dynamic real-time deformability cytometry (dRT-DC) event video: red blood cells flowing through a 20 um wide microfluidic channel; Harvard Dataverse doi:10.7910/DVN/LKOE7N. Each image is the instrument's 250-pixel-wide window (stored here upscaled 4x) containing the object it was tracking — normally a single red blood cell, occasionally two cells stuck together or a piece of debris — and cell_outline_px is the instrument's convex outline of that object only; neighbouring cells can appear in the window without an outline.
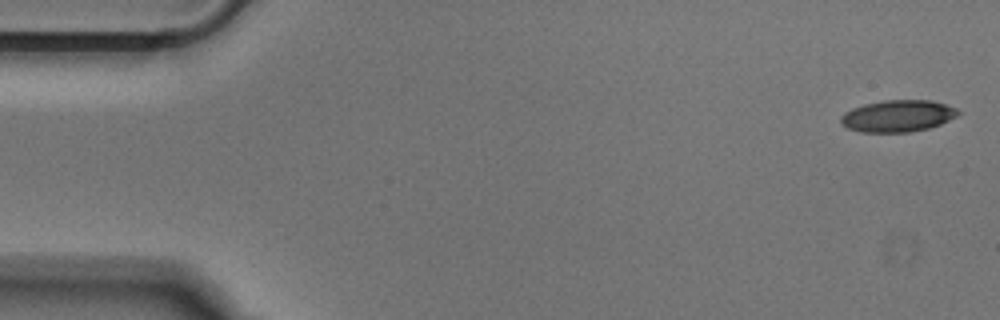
{"species": "Egyptian fruit bat (a non-hibernating species)", "species_latin": "Rousettus aegyptiacus", "temperature_condition": "cold", "stored_images_in_passage": 47, "camera_frame_rate_fps": 3000, "um_per_image_px": 0.085, "animal": {"sex": "male"}, "frame": {"image": 1, "passage_image": 1, "time_ms": 0.0, "image_size_px": [1000, 320], "cell_outline_px": [[960, 112], [956, 116], [940, 124], [928, 128], [908, 132], [860, 132], [848, 128], [840, 124], [840, 116], [844, 112], [852, 108], [864, 104], [884, 100], [932, 100], [956, 108]], "centroid_in_image_um": [76.27, 9.85], "position_along_channel_um": 8.7, "area_um2": 21.73}}
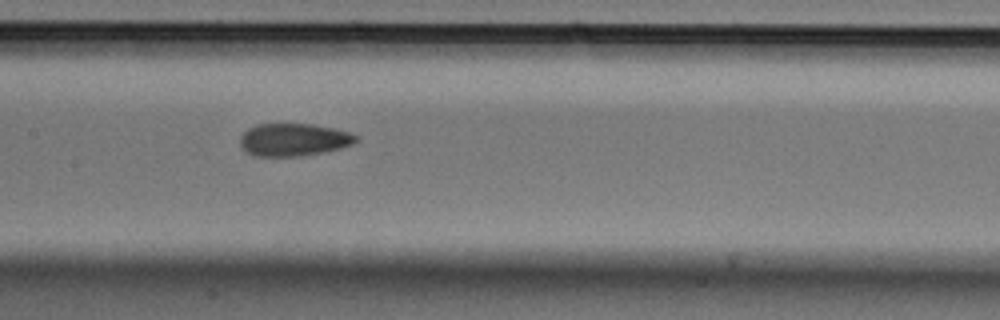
{"frame": {"image": 2, "passage_image": 24, "time_ms": 7.667, "image_size_px": [1000, 320], "cell_outline_px": [[360, 140], [352, 144], [340, 148], [324, 152], [300, 156], [252, 156], [240, 144], [240, 136], [248, 128], [256, 124], [312, 124], [352, 132]], "centroid_in_image_um": [24.97, 11.87], "position_along_channel_um": 182.4, "area_um2": 22.08}}
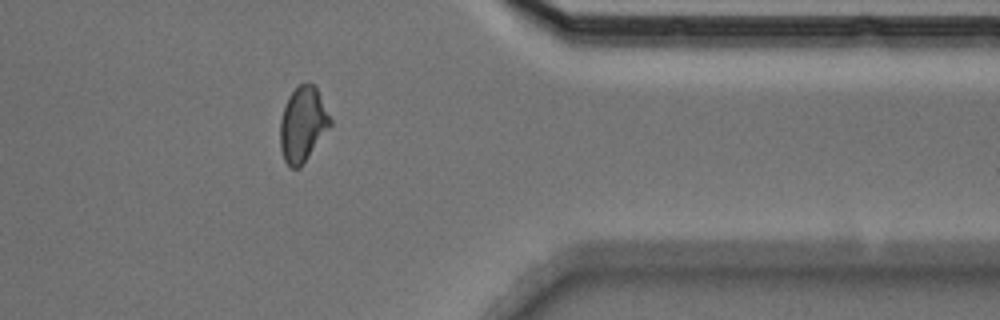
{"frame": {"image": 3, "passage_image": 41, "time_ms": 13.333, "image_size_px": [1000, 320], "cell_outline_px": [[332, 124], [300, 168], [288, 168], [284, 160], [280, 148], [280, 120], [288, 96], [300, 84], [312, 84], [316, 88], [332, 120]], "centroid_in_image_um": [25.72, 10.61], "position_along_channel_um": 385.7, "area_um2": 21.68}}